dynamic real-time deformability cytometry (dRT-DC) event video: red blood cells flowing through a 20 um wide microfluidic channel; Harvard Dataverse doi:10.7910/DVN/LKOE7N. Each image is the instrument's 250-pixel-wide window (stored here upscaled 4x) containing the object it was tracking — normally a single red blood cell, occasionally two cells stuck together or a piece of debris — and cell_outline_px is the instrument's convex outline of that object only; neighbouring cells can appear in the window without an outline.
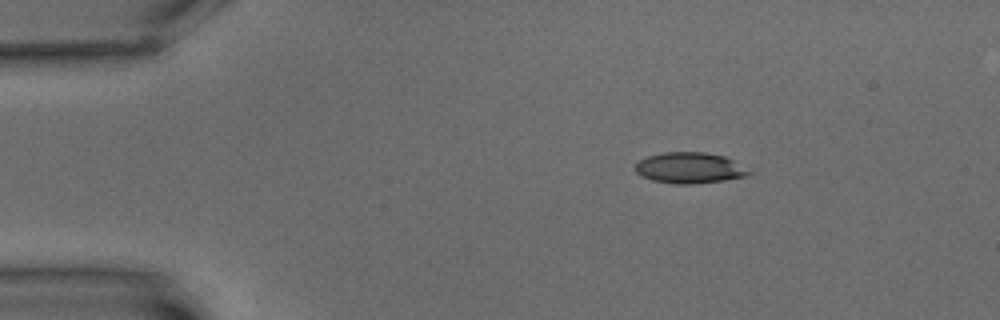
{"species": "common noctule bat (a hibernating species)", "species_latin": "Nyctalus noctula", "temperature_condition": "warm", "stored_images_in_passage": 7, "camera_frame_rate_fps": 3000, "um_per_image_px": 0.085, "animal": {"sex": "male", "body_mass_g": 15.6}, "frame": {"image": 1, "passage_image": 1, "time_ms": 0.0, "image_size_px": [1000, 320], "cell_outline_px": [[752, 172], [748, 176], [724, 180], [692, 184], [676, 184], [652, 180], [640, 176], [636, 172], [636, 164], [640, 160], [648, 156], [664, 152], [704, 152], [724, 156], [732, 160]], "centroid_in_image_um": [58.6, 14.27], "position_along_channel_um": 26.4, "area_um2": 20.35}}
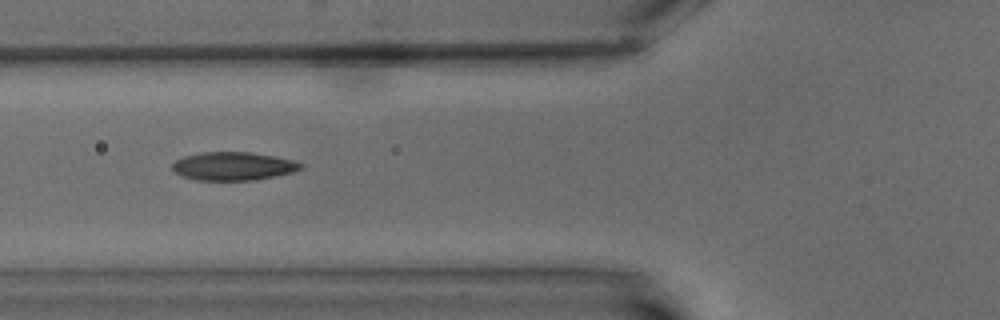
{"frame": {"image": 2, "passage_image": 5, "time_ms": 4.667, "image_size_px": [1000, 320], "cell_outline_px": [[304, 168], [292, 172], [276, 176], [252, 180], [196, 180], [184, 176], [176, 172], [172, 168], [172, 164], [176, 160], [184, 156], [200, 152], [248, 152], [272, 156], [292, 160], [304, 164]], "centroid_in_image_um": [19.83, 14.12], "position_along_channel_um": 106.0, "area_um2": 21.04}}
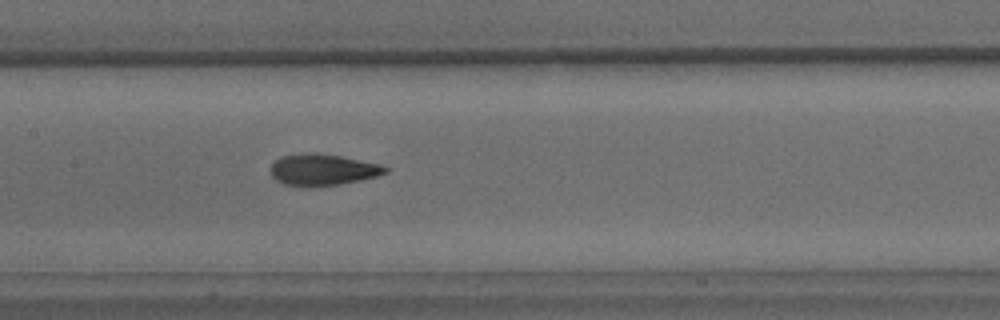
{"frame": {"image": 3, "passage_image": 7, "time_ms": 7.0, "image_size_px": [1000, 320], "cell_outline_px": [[388, 172], [376, 176], [360, 180], [340, 184], [284, 184], [276, 180], [272, 176], [272, 164], [280, 156], [308, 152], [316, 152], [340, 156], [380, 164], [388, 168]], "centroid_in_image_um": [27.45, 14.38], "position_along_channel_um": 179.9, "area_um2": 20.35}}